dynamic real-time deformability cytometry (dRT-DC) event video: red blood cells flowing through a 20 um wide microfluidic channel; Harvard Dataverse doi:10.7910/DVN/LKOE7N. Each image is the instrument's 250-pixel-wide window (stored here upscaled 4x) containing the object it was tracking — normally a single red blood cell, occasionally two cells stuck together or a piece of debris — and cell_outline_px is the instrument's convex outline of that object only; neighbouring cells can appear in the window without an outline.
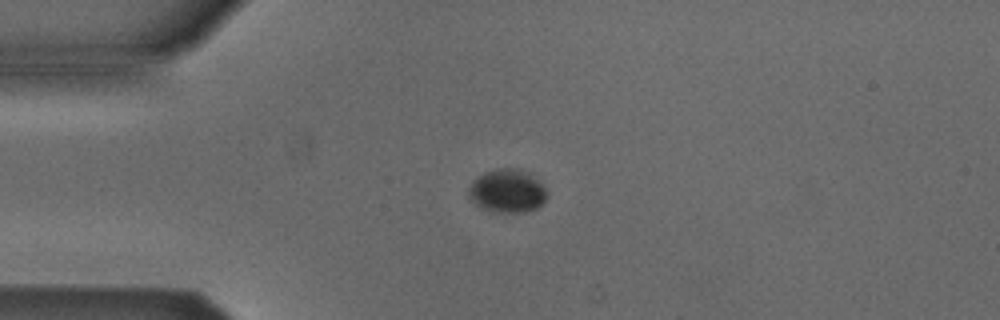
{"species": "Egyptian fruit bat (a non-hibernating species)", "species_latin": "Rousettus aegyptiacus", "temperature_condition": "cold", "stored_images_in_passage": 7, "camera_frame_rate_fps": 3000, "um_per_image_px": 0.085, "animal": {"sex": "male"}, "frame": {"image": 1, "passage_image": 3, "time_ms": 2.333, "image_size_px": [1000, 320], "cell_outline_px": [[548, 196], [536, 208], [524, 212], [492, 212], [480, 208], [468, 196], [468, 188], [472, 180], [484, 172], [496, 168], [520, 168], [528, 172], [544, 188]], "centroid_in_image_um": [43.06, 16.22], "position_along_channel_um": 41.9, "area_um2": 19.83}}
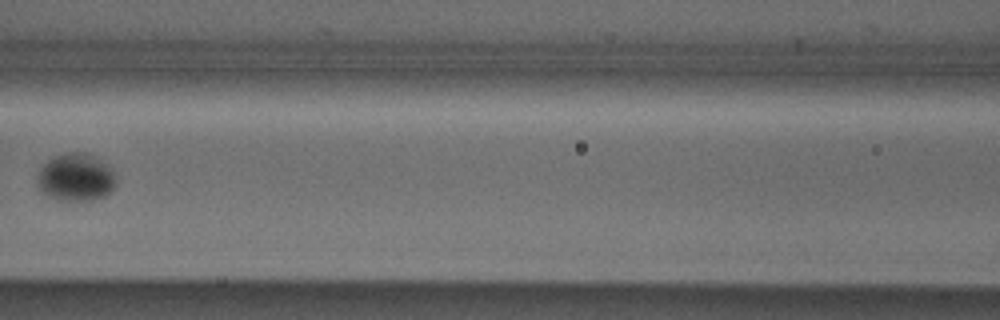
{"frame": {"image": 2, "passage_image": 6, "time_ms": 6.0, "image_size_px": [1000, 320], "cell_outline_px": [[116, 184], [104, 196], [88, 200], [60, 200], [44, 192], [36, 184], [36, 176], [40, 168], [52, 156], [68, 152], [84, 152], [108, 164], [112, 168], [116, 180]], "centroid_in_image_um": [6.43, 15.04], "position_along_channel_um": 160.2, "area_um2": 21.73}}
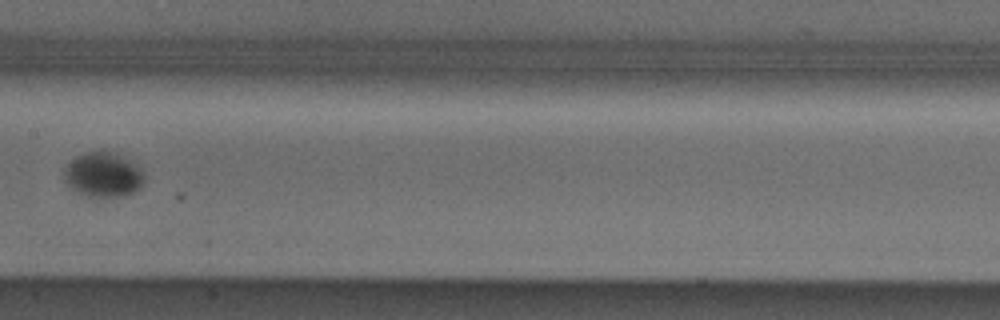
{"frame": {"image": 3, "passage_image": 7, "time_ms": 7.0, "image_size_px": [1000, 320], "cell_outline_px": [[144, 180], [140, 188], [124, 196], [100, 200], [88, 196], [72, 188], [64, 180], [64, 168], [76, 156], [88, 152], [112, 152], [120, 156], [144, 172]], "centroid_in_image_um": [8.76, 14.91], "position_along_channel_um": 198.6, "area_um2": 20.75}}